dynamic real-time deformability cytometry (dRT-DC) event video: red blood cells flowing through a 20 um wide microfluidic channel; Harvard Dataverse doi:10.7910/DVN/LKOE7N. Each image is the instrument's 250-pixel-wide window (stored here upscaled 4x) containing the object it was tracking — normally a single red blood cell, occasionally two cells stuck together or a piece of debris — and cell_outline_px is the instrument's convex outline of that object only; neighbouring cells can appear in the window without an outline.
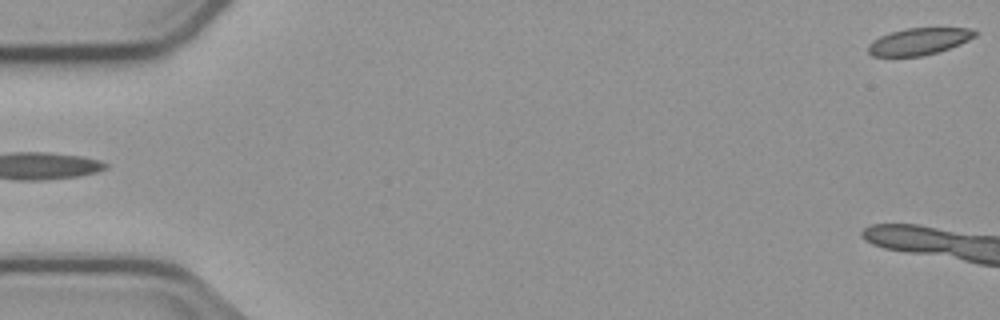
{"species": "common noctule bat (a hibernating species)", "species_latin": "Nyctalus noctula", "temperature_condition": "cold", "stored_images_in_passage": 5, "segment_of_instrument_passage": [2, 2], "camera_frame_rate_fps": 3000, "um_per_image_px": 0.085, "animal": {"sex": "male", "body_mass_g": 23.1, "forearm_length_mm": 52.7}, "frame": {"image": 1, "passage_image": 5, "time_ms": 5.333, "image_size_px": [1000, 320], "cell_outline_px": [[980, 32], [976, 36], [960, 44], [936, 52], [920, 56], [872, 56], [868, 52], [868, 44], [872, 40], [888, 32], [904, 28], [972, 28]], "centroid_in_image_um": [78.1, 3.5], "position_along_channel_um": 6.9, "area_um2": 16.82}}